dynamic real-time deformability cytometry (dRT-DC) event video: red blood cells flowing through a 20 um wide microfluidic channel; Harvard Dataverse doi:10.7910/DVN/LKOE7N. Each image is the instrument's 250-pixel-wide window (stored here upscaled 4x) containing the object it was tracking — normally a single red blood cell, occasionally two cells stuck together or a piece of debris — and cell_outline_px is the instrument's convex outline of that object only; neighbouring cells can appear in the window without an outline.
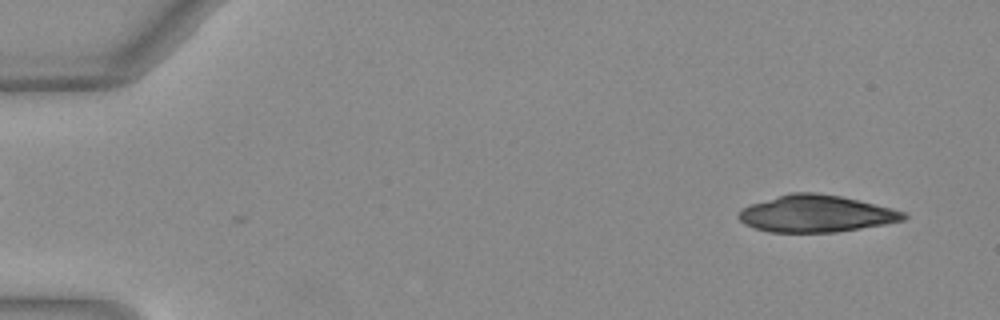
{"species": "Egyptian fruit bat (a non-hibernating species)", "species_latin": "Rousettus aegyptiacus", "temperature_condition": "warm", "stored_images_in_passage": 14, "camera_frame_rate_fps": 3000, "um_per_image_px": 0.085, "animal": {"sex": "female"}, "frame": {"image": 1, "passage_image": 3, "time_ms": 0.667, "image_size_px": [1000, 320], "cell_outline_px": [[908, 216], [904, 220], [884, 224], [836, 232], [768, 232], [744, 224], [736, 216], [740, 208], [788, 192], [816, 192], [840, 196], [892, 208], [904, 212]], "centroid_in_image_um": [69.33, 18.16], "position_along_channel_um": 15.7, "area_um2": 35.43}}